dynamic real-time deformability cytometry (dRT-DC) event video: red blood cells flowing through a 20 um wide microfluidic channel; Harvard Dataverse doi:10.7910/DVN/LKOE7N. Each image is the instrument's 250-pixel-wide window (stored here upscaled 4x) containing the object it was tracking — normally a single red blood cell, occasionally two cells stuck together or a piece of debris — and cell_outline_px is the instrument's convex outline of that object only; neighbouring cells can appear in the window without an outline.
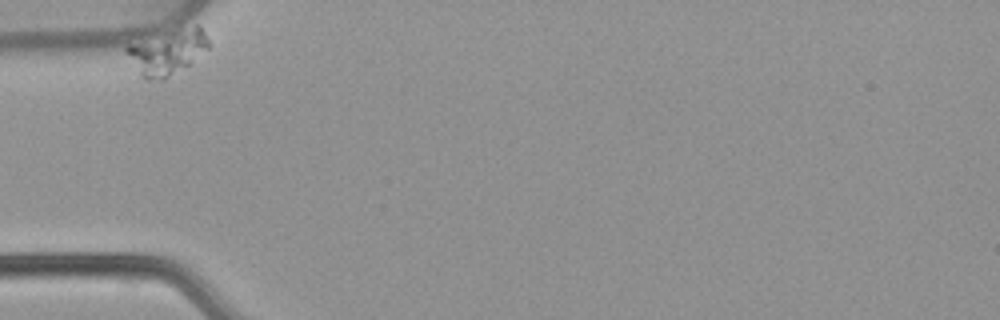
{"species": "common noctule bat (a hibernating species)", "species_latin": "Nyctalus noctula", "temperature_condition": "warm", "stored_images_in_passage": 39, "camera_frame_rate_fps": 3000, "um_per_image_px": 0.085, "animal": {"sex": "female", "body_mass_g": 22.7, "forearm_length_mm": 54.2}, "frame": {"image": 1, "passage_image": 1, "time_ms": 0.0, "image_size_px": [1000, 320], "cell_outline_px": [[212, 44], [192, 64], [164, 80], [144, 80], [140, 76], [124, 52], [124, 48], [128, 44], [180, 28], [196, 24], [200, 24]], "centroid_in_image_um": [14.25, 4.44], "position_along_channel_um": 70.7, "area_um2": 22.08}}
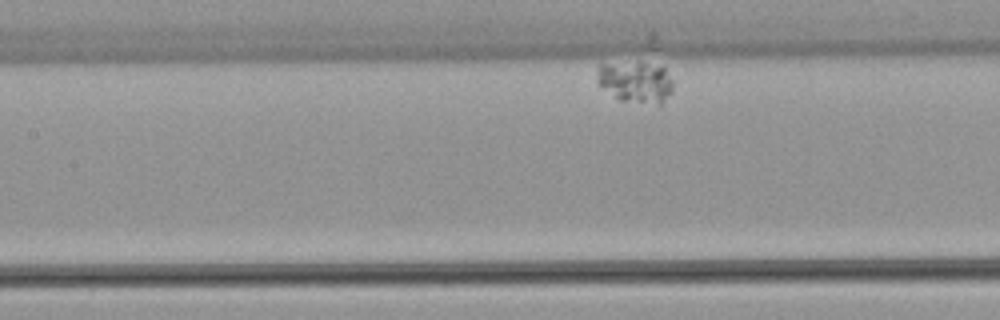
{"frame": {"image": 2, "passage_image": 13, "time_ms": 4.0, "image_size_px": [1000, 320], "cell_outline_px": [[672, 92], [660, 104], [620, 100], [600, 84], [596, 80], [596, 72], [600, 64], [644, 64], [664, 68], [672, 80]], "centroid_in_image_um": [54.03, 6.99], "position_along_channel_um": 153.4, "area_um2": 17.51}}
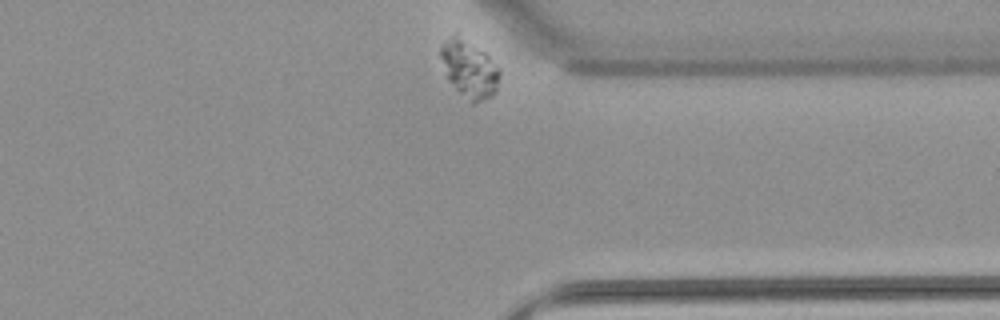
{"frame": {"image": 3, "passage_image": 39, "time_ms": 12.667, "image_size_px": [1000, 320], "cell_outline_px": [[500, 76], [496, 92], [492, 96], [484, 100], [472, 104], [448, 80], [440, 56], [440, 48], [444, 40], [448, 36], [456, 32], [484, 52], [500, 68]], "centroid_in_image_um": [39.89, 5.84], "position_along_channel_um": 371.5, "area_um2": 19.77}}